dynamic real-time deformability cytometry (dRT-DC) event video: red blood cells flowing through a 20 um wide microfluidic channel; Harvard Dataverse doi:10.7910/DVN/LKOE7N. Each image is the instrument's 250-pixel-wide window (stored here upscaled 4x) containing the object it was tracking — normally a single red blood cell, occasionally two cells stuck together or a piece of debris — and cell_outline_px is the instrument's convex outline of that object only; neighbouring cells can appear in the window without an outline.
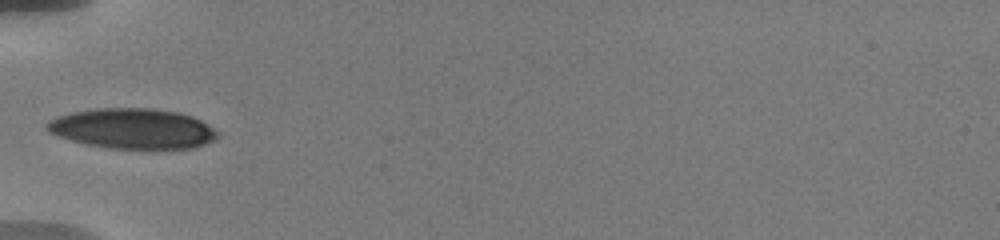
{"species": "human", "species_latin": "Homo sapiens", "temperature_condition": "warm", "stored_images_in_passage": 4, "camera_frame_rate_fps": 3000, "um_per_image_px": 0.085, "donor": {"sex": "male"}, "frame": {"image": 1, "passage_image": 2, "time_ms": 1.0, "image_size_px": [1000, 240], "cell_outline_px": [[220, 136], [216, 140], [192, 148], [108, 148], [88, 144], [72, 140], [48, 132], [44, 124], [48, 120], [56, 116], [72, 112], [96, 108], [152, 108], [180, 112], [192, 116], [208, 124], [220, 132]], "centroid_in_image_um": [11.3, 10.92], "position_along_channel_um": 73.7, "area_um2": 40.17}}